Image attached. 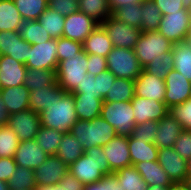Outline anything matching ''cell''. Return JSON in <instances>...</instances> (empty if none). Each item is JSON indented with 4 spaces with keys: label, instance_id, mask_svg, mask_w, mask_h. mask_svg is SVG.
<instances>
[{
    "label": "cell",
    "instance_id": "cell-31",
    "mask_svg": "<svg viewBox=\"0 0 191 190\" xmlns=\"http://www.w3.org/2000/svg\"><path fill=\"white\" fill-rule=\"evenodd\" d=\"M112 174L121 184L122 190H147L149 187L134 166L124 167Z\"/></svg>",
    "mask_w": 191,
    "mask_h": 190
},
{
    "label": "cell",
    "instance_id": "cell-44",
    "mask_svg": "<svg viewBox=\"0 0 191 190\" xmlns=\"http://www.w3.org/2000/svg\"><path fill=\"white\" fill-rule=\"evenodd\" d=\"M169 113L180 123L183 130L191 131V98L170 107Z\"/></svg>",
    "mask_w": 191,
    "mask_h": 190
},
{
    "label": "cell",
    "instance_id": "cell-14",
    "mask_svg": "<svg viewBox=\"0 0 191 190\" xmlns=\"http://www.w3.org/2000/svg\"><path fill=\"white\" fill-rule=\"evenodd\" d=\"M165 87V105L168 108L182 104L188 98H191V81L175 69L171 70L166 76Z\"/></svg>",
    "mask_w": 191,
    "mask_h": 190
},
{
    "label": "cell",
    "instance_id": "cell-13",
    "mask_svg": "<svg viewBox=\"0 0 191 190\" xmlns=\"http://www.w3.org/2000/svg\"><path fill=\"white\" fill-rule=\"evenodd\" d=\"M100 24L79 10L65 17L62 37L83 43Z\"/></svg>",
    "mask_w": 191,
    "mask_h": 190
},
{
    "label": "cell",
    "instance_id": "cell-10",
    "mask_svg": "<svg viewBox=\"0 0 191 190\" xmlns=\"http://www.w3.org/2000/svg\"><path fill=\"white\" fill-rule=\"evenodd\" d=\"M25 66L31 69L57 70V39L31 45Z\"/></svg>",
    "mask_w": 191,
    "mask_h": 190
},
{
    "label": "cell",
    "instance_id": "cell-49",
    "mask_svg": "<svg viewBox=\"0 0 191 190\" xmlns=\"http://www.w3.org/2000/svg\"><path fill=\"white\" fill-rule=\"evenodd\" d=\"M159 8L162 15H168L174 12H178L186 8L189 4V0H152Z\"/></svg>",
    "mask_w": 191,
    "mask_h": 190
},
{
    "label": "cell",
    "instance_id": "cell-2",
    "mask_svg": "<svg viewBox=\"0 0 191 190\" xmlns=\"http://www.w3.org/2000/svg\"><path fill=\"white\" fill-rule=\"evenodd\" d=\"M41 126L53 128L61 133L70 132L71 127L78 121L74 95L65 92L40 114Z\"/></svg>",
    "mask_w": 191,
    "mask_h": 190
},
{
    "label": "cell",
    "instance_id": "cell-15",
    "mask_svg": "<svg viewBox=\"0 0 191 190\" xmlns=\"http://www.w3.org/2000/svg\"><path fill=\"white\" fill-rule=\"evenodd\" d=\"M133 107L135 124L148 121H160L168 112L169 108L163 102L135 96L130 101Z\"/></svg>",
    "mask_w": 191,
    "mask_h": 190
},
{
    "label": "cell",
    "instance_id": "cell-7",
    "mask_svg": "<svg viewBox=\"0 0 191 190\" xmlns=\"http://www.w3.org/2000/svg\"><path fill=\"white\" fill-rule=\"evenodd\" d=\"M172 43L158 31L142 32L134 47L135 56L140 65L145 68L158 55L169 52L172 49Z\"/></svg>",
    "mask_w": 191,
    "mask_h": 190
},
{
    "label": "cell",
    "instance_id": "cell-3",
    "mask_svg": "<svg viewBox=\"0 0 191 190\" xmlns=\"http://www.w3.org/2000/svg\"><path fill=\"white\" fill-rule=\"evenodd\" d=\"M70 133L76 137L84 151L95 146L103 147L117 135L114 127L101 116L90 121L78 119Z\"/></svg>",
    "mask_w": 191,
    "mask_h": 190
},
{
    "label": "cell",
    "instance_id": "cell-18",
    "mask_svg": "<svg viewBox=\"0 0 191 190\" xmlns=\"http://www.w3.org/2000/svg\"><path fill=\"white\" fill-rule=\"evenodd\" d=\"M68 172V165L56 155H49L44 163L34 170L35 184L55 185Z\"/></svg>",
    "mask_w": 191,
    "mask_h": 190
},
{
    "label": "cell",
    "instance_id": "cell-61",
    "mask_svg": "<svg viewBox=\"0 0 191 190\" xmlns=\"http://www.w3.org/2000/svg\"><path fill=\"white\" fill-rule=\"evenodd\" d=\"M168 189L169 187L152 185V186H149L147 190H168Z\"/></svg>",
    "mask_w": 191,
    "mask_h": 190
},
{
    "label": "cell",
    "instance_id": "cell-30",
    "mask_svg": "<svg viewBox=\"0 0 191 190\" xmlns=\"http://www.w3.org/2000/svg\"><path fill=\"white\" fill-rule=\"evenodd\" d=\"M135 95L134 80L116 78L103 102H130Z\"/></svg>",
    "mask_w": 191,
    "mask_h": 190
},
{
    "label": "cell",
    "instance_id": "cell-5",
    "mask_svg": "<svg viewBox=\"0 0 191 190\" xmlns=\"http://www.w3.org/2000/svg\"><path fill=\"white\" fill-rule=\"evenodd\" d=\"M131 102H103L101 117L112 125L117 135L131 136L135 127Z\"/></svg>",
    "mask_w": 191,
    "mask_h": 190
},
{
    "label": "cell",
    "instance_id": "cell-34",
    "mask_svg": "<svg viewBox=\"0 0 191 190\" xmlns=\"http://www.w3.org/2000/svg\"><path fill=\"white\" fill-rule=\"evenodd\" d=\"M56 82V70L31 69L26 70L24 86L29 90L44 88Z\"/></svg>",
    "mask_w": 191,
    "mask_h": 190
},
{
    "label": "cell",
    "instance_id": "cell-9",
    "mask_svg": "<svg viewBox=\"0 0 191 190\" xmlns=\"http://www.w3.org/2000/svg\"><path fill=\"white\" fill-rule=\"evenodd\" d=\"M106 31L108 37L112 41L113 47L134 49L141 29L134 26H128L114 18L112 15L100 24Z\"/></svg>",
    "mask_w": 191,
    "mask_h": 190
},
{
    "label": "cell",
    "instance_id": "cell-19",
    "mask_svg": "<svg viewBox=\"0 0 191 190\" xmlns=\"http://www.w3.org/2000/svg\"><path fill=\"white\" fill-rule=\"evenodd\" d=\"M48 156L34 139L20 142L13 158L17 166L35 170L46 161Z\"/></svg>",
    "mask_w": 191,
    "mask_h": 190
},
{
    "label": "cell",
    "instance_id": "cell-65",
    "mask_svg": "<svg viewBox=\"0 0 191 190\" xmlns=\"http://www.w3.org/2000/svg\"><path fill=\"white\" fill-rule=\"evenodd\" d=\"M186 183L190 187V190H191V178H187Z\"/></svg>",
    "mask_w": 191,
    "mask_h": 190
},
{
    "label": "cell",
    "instance_id": "cell-25",
    "mask_svg": "<svg viewBox=\"0 0 191 190\" xmlns=\"http://www.w3.org/2000/svg\"><path fill=\"white\" fill-rule=\"evenodd\" d=\"M148 186L170 187L173 183L158 161H144L134 165Z\"/></svg>",
    "mask_w": 191,
    "mask_h": 190
},
{
    "label": "cell",
    "instance_id": "cell-33",
    "mask_svg": "<svg viewBox=\"0 0 191 190\" xmlns=\"http://www.w3.org/2000/svg\"><path fill=\"white\" fill-rule=\"evenodd\" d=\"M18 34L29 44H42L51 38L38 20L23 21L18 28Z\"/></svg>",
    "mask_w": 191,
    "mask_h": 190
},
{
    "label": "cell",
    "instance_id": "cell-37",
    "mask_svg": "<svg viewBox=\"0 0 191 190\" xmlns=\"http://www.w3.org/2000/svg\"><path fill=\"white\" fill-rule=\"evenodd\" d=\"M24 21L38 20L48 7V0H13Z\"/></svg>",
    "mask_w": 191,
    "mask_h": 190
},
{
    "label": "cell",
    "instance_id": "cell-35",
    "mask_svg": "<svg viewBox=\"0 0 191 190\" xmlns=\"http://www.w3.org/2000/svg\"><path fill=\"white\" fill-rule=\"evenodd\" d=\"M174 69L191 81V48L186 42L172 45Z\"/></svg>",
    "mask_w": 191,
    "mask_h": 190
},
{
    "label": "cell",
    "instance_id": "cell-16",
    "mask_svg": "<svg viewBox=\"0 0 191 190\" xmlns=\"http://www.w3.org/2000/svg\"><path fill=\"white\" fill-rule=\"evenodd\" d=\"M103 151L112 173L132 166L128 148V136L116 135L108 144L104 145Z\"/></svg>",
    "mask_w": 191,
    "mask_h": 190
},
{
    "label": "cell",
    "instance_id": "cell-11",
    "mask_svg": "<svg viewBox=\"0 0 191 190\" xmlns=\"http://www.w3.org/2000/svg\"><path fill=\"white\" fill-rule=\"evenodd\" d=\"M9 128L17 134L19 141L34 140L41 128V120L38 113L31 109L20 111L10 115L7 123Z\"/></svg>",
    "mask_w": 191,
    "mask_h": 190
},
{
    "label": "cell",
    "instance_id": "cell-29",
    "mask_svg": "<svg viewBox=\"0 0 191 190\" xmlns=\"http://www.w3.org/2000/svg\"><path fill=\"white\" fill-rule=\"evenodd\" d=\"M24 20L17 10L13 0L0 1V32L18 31L19 26Z\"/></svg>",
    "mask_w": 191,
    "mask_h": 190
},
{
    "label": "cell",
    "instance_id": "cell-46",
    "mask_svg": "<svg viewBox=\"0 0 191 190\" xmlns=\"http://www.w3.org/2000/svg\"><path fill=\"white\" fill-rule=\"evenodd\" d=\"M84 185L68 171L55 185L35 186L33 190H82Z\"/></svg>",
    "mask_w": 191,
    "mask_h": 190
},
{
    "label": "cell",
    "instance_id": "cell-53",
    "mask_svg": "<svg viewBox=\"0 0 191 190\" xmlns=\"http://www.w3.org/2000/svg\"><path fill=\"white\" fill-rule=\"evenodd\" d=\"M73 93H82L83 95L93 96L94 98L104 99L98 93L97 80L94 75L87 74L86 79L78 85L77 89Z\"/></svg>",
    "mask_w": 191,
    "mask_h": 190
},
{
    "label": "cell",
    "instance_id": "cell-56",
    "mask_svg": "<svg viewBox=\"0 0 191 190\" xmlns=\"http://www.w3.org/2000/svg\"><path fill=\"white\" fill-rule=\"evenodd\" d=\"M13 37H20L17 31L0 32V55L12 54Z\"/></svg>",
    "mask_w": 191,
    "mask_h": 190
},
{
    "label": "cell",
    "instance_id": "cell-66",
    "mask_svg": "<svg viewBox=\"0 0 191 190\" xmlns=\"http://www.w3.org/2000/svg\"><path fill=\"white\" fill-rule=\"evenodd\" d=\"M189 21H190V25H191V1H190V8H189Z\"/></svg>",
    "mask_w": 191,
    "mask_h": 190
},
{
    "label": "cell",
    "instance_id": "cell-52",
    "mask_svg": "<svg viewBox=\"0 0 191 190\" xmlns=\"http://www.w3.org/2000/svg\"><path fill=\"white\" fill-rule=\"evenodd\" d=\"M48 7L65 17L79 10L78 2L73 0H48Z\"/></svg>",
    "mask_w": 191,
    "mask_h": 190
},
{
    "label": "cell",
    "instance_id": "cell-43",
    "mask_svg": "<svg viewBox=\"0 0 191 190\" xmlns=\"http://www.w3.org/2000/svg\"><path fill=\"white\" fill-rule=\"evenodd\" d=\"M20 141L17 134L7 125L0 126V158L14 157Z\"/></svg>",
    "mask_w": 191,
    "mask_h": 190
},
{
    "label": "cell",
    "instance_id": "cell-38",
    "mask_svg": "<svg viewBox=\"0 0 191 190\" xmlns=\"http://www.w3.org/2000/svg\"><path fill=\"white\" fill-rule=\"evenodd\" d=\"M162 17V13L152 0H144L141 11V31H157Z\"/></svg>",
    "mask_w": 191,
    "mask_h": 190
},
{
    "label": "cell",
    "instance_id": "cell-6",
    "mask_svg": "<svg viewBox=\"0 0 191 190\" xmlns=\"http://www.w3.org/2000/svg\"><path fill=\"white\" fill-rule=\"evenodd\" d=\"M106 61L108 70L116 78L135 80L143 70L134 49L113 47Z\"/></svg>",
    "mask_w": 191,
    "mask_h": 190
},
{
    "label": "cell",
    "instance_id": "cell-1",
    "mask_svg": "<svg viewBox=\"0 0 191 190\" xmlns=\"http://www.w3.org/2000/svg\"><path fill=\"white\" fill-rule=\"evenodd\" d=\"M68 171L84 186L100 181L105 175L112 174L102 147L87 149L74 163L68 166Z\"/></svg>",
    "mask_w": 191,
    "mask_h": 190
},
{
    "label": "cell",
    "instance_id": "cell-40",
    "mask_svg": "<svg viewBox=\"0 0 191 190\" xmlns=\"http://www.w3.org/2000/svg\"><path fill=\"white\" fill-rule=\"evenodd\" d=\"M174 55L172 49L169 52L158 55L144 69L160 79L165 80L168 73L174 69Z\"/></svg>",
    "mask_w": 191,
    "mask_h": 190
},
{
    "label": "cell",
    "instance_id": "cell-63",
    "mask_svg": "<svg viewBox=\"0 0 191 190\" xmlns=\"http://www.w3.org/2000/svg\"><path fill=\"white\" fill-rule=\"evenodd\" d=\"M0 190H9L8 184L0 180Z\"/></svg>",
    "mask_w": 191,
    "mask_h": 190
},
{
    "label": "cell",
    "instance_id": "cell-12",
    "mask_svg": "<svg viewBox=\"0 0 191 190\" xmlns=\"http://www.w3.org/2000/svg\"><path fill=\"white\" fill-rule=\"evenodd\" d=\"M158 162L173 184L186 183L187 160L182 158L173 147L159 149Z\"/></svg>",
    "mask_w": 191,
    "mask_h": 190
},
{
    "label": "cell",
    "instance_id": "cell-24",
    "mask_svg": "<svg viewBox=\"0 0 191 190\" xmlns=\"http://www.w3.org/2000/svg\"><path fill=\"white\" fill-rule=\"evenodd\" d=\"M83 51L87 54L107 57L113 49V44L105 29L99 25L82 43Z\"/></svg>",
    "mask_w": 191,
    "mask_h": 190
},
{
    "label": "cell",
    "instance_id": "cell-45",
    "mask_svg": "<svg viewBox=\"0 0 191 190\" xmlns=\"http://www.w3.org/2000/svg\"><path fill=\"white\" fill-rule=\"evenodd\" d=\"M82 43L74 40H70L64 37L57 39V57L58 63L66 59H71L72 56H76L82 49Z\"/></svg>",
    "mask_w": 191,
    "mask_h": 190
},
{
    "label": "cell",
    "instance_id": "cell-8",
    "mask_svg": "<svg viewBox=\"0 0 191 190\" xmlns=\"http://www.w3.org/2000/svg\"><path fill=\"white\" fill-rule=\"evenodd\" d=\"M189 8L190 4L181 11L163 15L160 21L157 31L172 44L186 41L187 34L191 27Z\"/></svg>",
    "mask_w": 191,
    "mask_h": 190
},
{
    "label": "cell",
    "instance_id": "cell-4",
    "mask_svg": "<svg viewBox=\"0 0 191 190\" xmlns=\"http://www.w3.org/2000/svg\"><path fill=\"white\" fill-rule=\"evenodd\" d=\"M87 53L83 48L72 56L58 63L56 70V81L58 85L65 91L73 93L79 84L82 83L87 76Z\"/></svg>",
    "mask_w": 191,
    "mask_h": 190
},
{
    "label": "cell",
    "instance_id": "cell-58",
    "mask_svg": "<svg viewBox=\"0 0 191 190\" xmlns=\"http://www.w3.org/2000/svg\"><path fill=\"white\" fill-rule=\"evenodd\" d=\"M144 0H108V5L110 8V11L113 12L115 9L125 6V5H131V4H140Z\"/></svg>",
    "mask_w": 191,
    "mask_h": 190
},
{
    "label": "cell",
    "instance_id": "cell-27",
    "mask_svg": "<svg viewBox=\"0 0 191 190\" xmlns=\"http://www.w3.org/2000/svg\"><path fill=\"white\" fill-rule=\"evenodd\" d=\"M128 148L132 166L144 161H158L159 148L154 143L128 136Z\"/></svg>",
    "mask_w": 191,
    "mask_h": 190
},
{
    "label": "cell",
    "instance_id": "cell-26",
    "mask_svg": "<svg viewBox=\"0 0 191 190\" xmlns=\"http://www.w3.org/2000/svg\"><path fill=\"white\" fill-rule=\"evenodd\" d=\"M73 95L75 111L79 120L90 121L94 118L100 117L103 99L83 95L82 93H73Z\"/></svg>",
    "mask_w": 191,
    "mask_h": 190
},
{
    "label": "cell",
    "instance_id": "cell-47",
    "mask_svg": "<svg viewBox=\"0 0 191 190\" xmlns=\"http://www.w3.org/2000/svg\"><path fill=\"white\" fill-rule=\"evenodd\" d=\"M158 131L157 121H148L142 124H136L131 137L142 139L145 142L154 143V138Z\"/></svg>",
    "mask_w": 191,
    "mask_h": 190
},
{
    "label": "cell",
    "instance_id": "cell-48",
    "mask_svg": "<svg viewBox=\"0 0 191 190\" xmlns=\"http://www.w3.org/2000/svg\"><path fill=\"white\" fill-rule=\"evenodd\" d=\"M30 48L31 44L26 42L21 36L13 37L12 54L9 56L14 60L26 64Z\"/></svg>",
    "mask_w": 191,
    "mask_h": 190
},
{
    "label": "cell",
    "instance_id": "cell-22",
    "mask_svg": "<svg viewBox=\"0 0 191 190\" xmlns=\"http://www.w3.org/2000/svg\"><path fill=\"white\" fill-rule=\"evenodd\" d=\"M0 94L9 115L30 109V91L24 85L1 89Z\"/></svg>",
    "mask_w": 191,
    "mask_h": 190
},
{
    "label": "cell",
    "instance_id": "cell-39",
    "mask_svg": "<svg viewBox=\"0 0 191 190\" xmlns=\"http://www.w3.org/2000/svg\"><path fill=\"white\" fill-rule=\"evenodd\" d=\"M63 133L53 128L41 126L35 141L44 149L47 155H56Z\"/></svg>",
    "mask_w": 191,
    "mask_h": 190
},
{
    "label": "cell",
    "instance_id": "cell-36",
    "mask_svg": "<svg viewBox=\"0 0 191 190\" xmlns=\"http://www.w3.org/2000/svg\"><path fill=\"white\" fill-rule=\"evenodd\" d=\"M78 9L99 24L103 23L105 19L112 15L108 0H79Z\"/></svg>",
    "mask_w": 191,
    "mask_h": 190
},
{
    "label": "cell",
    "instance_id": "cell-21",
    "mask_svg": "<svg viewBox=\"0 0 191 190\" xmlns=\"http://www.w3.org/2000/svg\"><path fill=\"white\" fill-rule=\"evenodd\" d=\"M182 131L183 128L180 123L168 112L158 121V131L154 138V144L159 149L173 147Z\"/></svg>",
    "mask_w": 191,
    "mask_h": 190
},
{
    "label": "cell",
    "instance_id": "cell-54",
    "mask_svg": "<svg viewBox=\"0 0 191 190\" xmlns=\"http://www.w3.org/2000/svg\"><path fill=\"white\" fill-rule=\"evenodd\" d=\"M87 73L89 75H99L108 70L106 58L99 55L88 54Z\"/></svg>",
    "mask_w": 191,
    "mask_h": 190
},
{
    "label": "cell",
    "instance_id": "cell-59",
    "mask_svg": "<svg viewBox=\"0 0 191 190\" xmlns=\"http://www.w3.org/2000/svg\"><path fill=\"white\" fill-rule=\"evenodd\" d=\"M9 116L10 115L5 107V102L3 101L2 96L0 94V126L7 125Z\"/></svg>",
    "mask_w": 191,
    "mask_h": 190
},
{
    "label": "cell",
    "instance_id": "cell-28",
    "mask_svg": "<svg viewBox=\"0 0 191 190\" xmlns=\"http://www.w3.org/2000/svg\"><path fill=\"white\" fill-rule=\"evenodd\" d=\"M84 152L82 145L77 141L76 137L70 132H67L63 134L56 156L70 166L81 157Z\"/></svg>",
    "mask_w": 191,
    "mask_h": 190
},
{
    "label": "cell",
    "instance_id": "cell-51",
    "mask_svg": "<svg viewBox=\"0 0 191 190\" xmlns=\"http://www.w3.org/2000/svg\"><path fill=\"white\" fill-rule=\"evenodd\" d=\"M84 190H122V187L113 174H108L100 181L84 186Z\"/></svg>",
    "mask_w": 191,
    "mask_h": 190
},
{
    "label": "cell",
    "instance_id": "cell-55",
    "mask_svg": "<svg viewBox=\"0 0 191 190\" xmlns=\"http://www.w3.org/2000/svg\"><path fill=\"white\" fill-rule=\"evenodd\" d=\"M95 79L97 80L98 93L105 98L116 77L109 70H106L99 75H95Z\"/></svg>",
    "mask_w": 191,
    "mask_h": 190
},
{
    "label": "cell",
    "instance_id": "cell-32",
    "mask_svg": "<svg viewBox=\"0 0 191 190\" xmlns=\"http://www.w3.org/2000/svg\"><path fill=\"white\" fill-rule=\"evenodd\" d=\"M38 21L45 31H47L51 39L62 37L65 26V16L47 7L39 17Z\"/></svg>",
    "mask_w": 191,
    "mask_h": 190
},
{
    "label": "cell",
    "instance_id": "cell-23",
    "mask_svg": "<svg viewBox=\"0 0 191 190\" xmlns=\"http://www.w3.org/2000/svg\"><path fill=\"white\" fill-rule=\"evenodd\" d=\"M65 91L58 85L57 81L53 85L30 91V109L40 114L47 109L56 98H61Z\"/></svg>",
    "mask_w": 191,
    "mask_h": 190
},
{
    "label": "cell",
    "instance_id": "cell-42",
    "mask_svg": "<svg viewBox=\"0 0 191 190\" xmlns=\"http://www.w3.org/2000/svg\"><path fill=\"white\" fill-rule=\"evenodd\" d=\"M34 170L17 166L7 184L9 190L33 189L35 184Z\"/></svg>",
    "mask_w": 191,
    "mask_h": 190
},
{
    "label": "cell",
    "instance_id": "cell-64",
    "mask_svg": "<svg viewBox=\"0 0 191 190\" xmlns=\"http://www.w3.org/2000/svg\"><path fill=\"white\" fill-rule=\"evenodd\" d=\"M188 45H189V47L191 48V27H190V29H189V32H188V34H187V37H186V41H185Z\"/></svg>",
    "mask_w": 191,
    "mask_h": 190
},
{
    "label": "cell",
    "instance_id": "cell-57",
    "mask_svg": "<svg viewBox=\"0 0 191 190\" xmlns=\"http://www.w3.org/2000/svg\"><path fill=\"white\" fill-rule=\"evenodd\" d=\"M17 164L13 157L0 158V180L8 182L11 175L16 170Z\"/></svg>",
    "mask_w": 191,
    "mask_h": 190
},
{
    "label": "cell",
    "instance_id": "cell-20",
    "mask_svg": "<svg viewBox=\"0 0 191 190\" xmlns=\"http://www.w3.org/2000/svg\"><path fill=\"white\" fill-rule=\"evenodd\" d=\"M27 67L9 55H0L1 88L24 85Z\"/></svg>",
    "mask_w": 191,
    "mask_h": 190
},
{
    "label": "cell",
    "instance_id": "cell-62",
    "mask_svg": "<svg viewBox=\"0 0 191 190\" xmlns=\"http://www.w3.org/2000/svg\"><path fill=\"white\" fill-rule=\"evenodd\" d=\"M187 178H191V158L187 160Z\"/></svg>",
    "mask_w": 191,
    "mask_h": 190
},
{
    "label": "cell",
    "instance_id": "cell-41",
    "mask_svg": "<svg viewBox=\"0 0 191 190\" xmlns=\"http://www.w3.org/2000/svg\"><path fill=\"white\" fill-rule=\"evenodd\" d=\"M141 11L142 3L125 5L115 9L112 12V16L117 20L124 22L128 26H134L141 29Z\"/></svg>",
    "mask_w": 191,
    "mask_h": 190
},
{
    "label": "cell",
    "instance_id": "cell-60",
    "mask_svg": "<svg viewBox=\"0 0 191 190\" xmlns=\"http://www.w3.org/2000/svg\"><path fill=\"white\" fill-rule=\"evenodd\" d=\"M168 190H190V187L187 183H175L172 184Z\"/></svg>",
    "mask_w": 191,
    "mask_h": 190
},
{
    "label": "cell",
    "instance_id": "cell-17",
    "mask_svg": "<svg viewBox=\"0 0 191 190\" xmlns=\"http://www.w3.org/2000/svg\"><path fill=\"white\" fill-rule=\"evenodd\" d=\"M135 96L165 103V80L148 73L144 68L134 80Z\"/></svg>",
    "mask_w": 191,
    "mask_h": 190
},
{
    "label": "cell",
    "instance_id": "cell-50",
    "mask_svg": "<svg viewBox=\"0 0 191 190\" xmlns=\"http://www.w3.org/2000/svg\"><path fill=\"white\" fill-rule=\"evenodd\" d=\"M173 148L184 159L191 158V131L183 130L175 141Z\"/></svg>",
    "mask_w": 191,
    "mask_h": 190
}]
</instances>
